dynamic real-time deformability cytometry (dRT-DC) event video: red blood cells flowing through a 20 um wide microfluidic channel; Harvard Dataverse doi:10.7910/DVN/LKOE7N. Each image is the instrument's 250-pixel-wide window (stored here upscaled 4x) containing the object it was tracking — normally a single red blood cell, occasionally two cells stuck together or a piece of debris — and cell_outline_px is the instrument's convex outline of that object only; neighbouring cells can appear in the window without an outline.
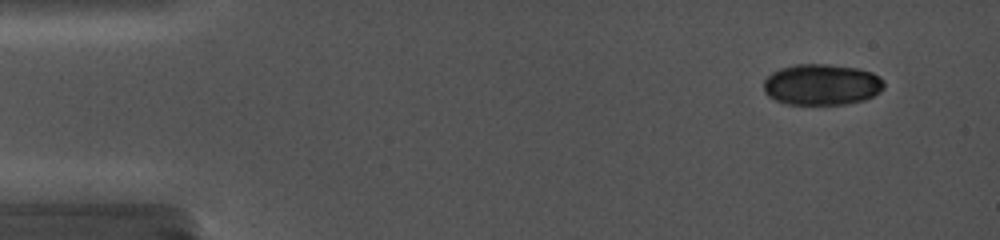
{"species": "common noctule bat (a hibernating species)", "species_latin": "Nyctalus noctula", "temperature_condition": "cold", "stored_images_in_passage": 7, "camera_frame_rate_fps": 5000, "um_per_image_px": 0.085, "animal": {"sex": "female", "body_mass_g": 19.0, "forearm_length_mm": 56.7}, "frame": {"image": 1, "passage_image": 3, "time_ms": 1.2, "image_size_px": [1000, 240], "cell_outline_px": [[884, 88], [880, 92], [864, 100], [844, 104], [788, 104], [776, 100], [768, 96], [764, 92], [764, 80], [772, 72], [780, 68], [796, 64], [828, 64], [856, 68], [872, 72], [880, 76], [884, 80]], "centroid_in_image_um": [69.86, 7.18], "position_along_channel_um": 15.1, "area_um2": 28.9}}